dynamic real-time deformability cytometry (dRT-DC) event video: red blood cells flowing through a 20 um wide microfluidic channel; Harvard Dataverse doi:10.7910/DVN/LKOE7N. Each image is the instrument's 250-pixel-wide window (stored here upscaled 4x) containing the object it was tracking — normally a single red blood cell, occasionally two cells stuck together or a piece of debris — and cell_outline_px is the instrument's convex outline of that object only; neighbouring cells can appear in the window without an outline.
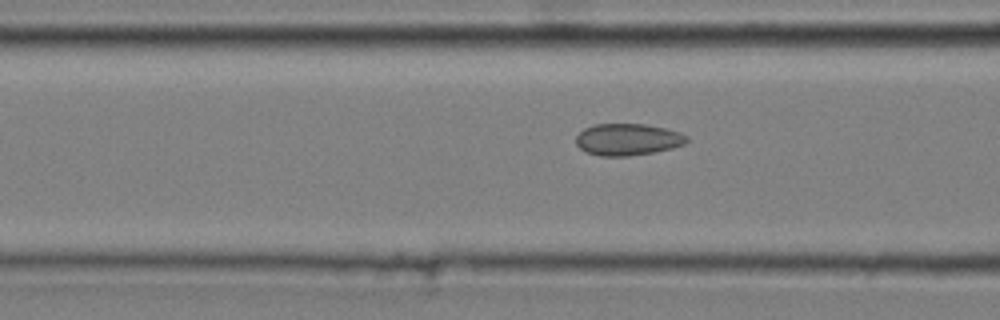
{"species": "common noctule bat (a hibernating species)", "species_latin": "Nyctalus noctula", "temperature_condition": "cold", "stored_images_in_passage": 48, "camera_frame_rate_fps": 3000, "um_per_image_px": 0.085, "animal": {"sex": "male", "body_mass_g": 20.4}, "frame": {"image": 1, "passage_image": 20, "time_ms": 6.333, "image_size_px": [1000, 320], "cell_outline_px": [[688, 140], [684, 144], [672, 148], [652, 152], [628, 156], [600, 156], [584, 152], [576, 144], [576, 136], [584, 128], [596, 124], [644, 124], [664, 128], [680, 132], [688, 136]], "centroid_in_image_um": [53.33, 11.86], "position_along_channel_um": 113.3, "area_um2": 20.52}}
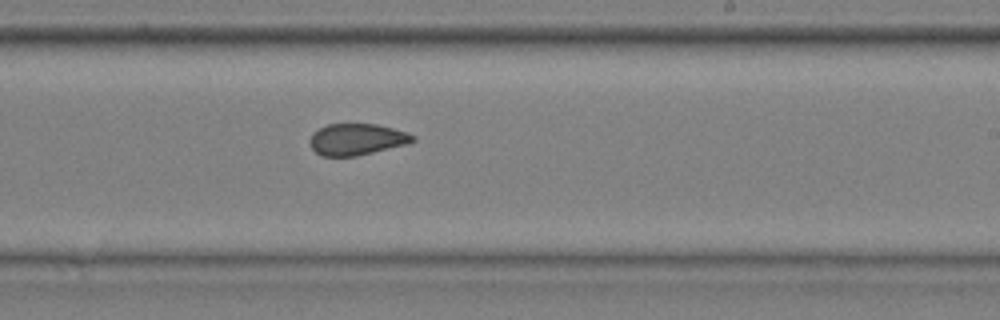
{"frame": {"image": 2, "passage_image": 32, "time_ms": 10.333, "image_size_px": [1000, 320], "cell_outline_px": [[416, 140], [408, 144], [356, 156], [320, 156], [312, 148], [312, 132], [328, 124], [376, 124], [408, 132], [416, 136]], "centroid_in_image_um": [30.38, 11.84], "position_along_channel_um": 258.6, "area_um2": 18.79}}
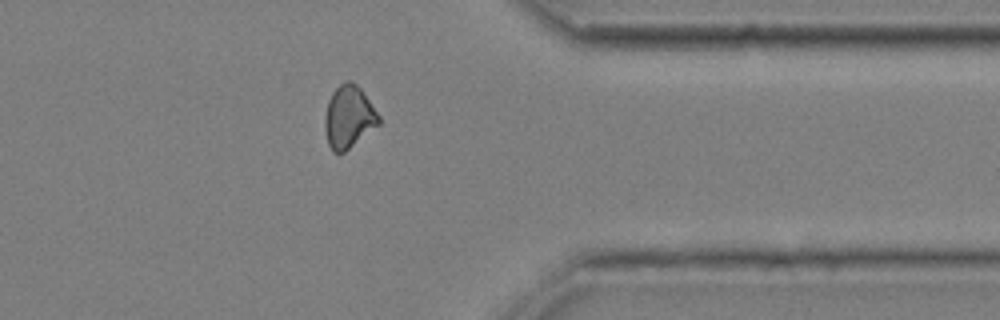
{"frame": {"image": 3, "passage_image": 43, "time_ms": 14.0, "image_size_px": [1000, 320], "cell_outline_px": [[380, 124], [344, 152], [332, 152], [328, 144], [324, 128], [324, 116], [328, 100], [332, 92], [344, 80], [348, 80], [356, 84], [360, 88], [380, 116]], "centroid_in_image_um": [29.62, 9.94], "position_along_channel_um": 381.8, "area_um2": 19.65}, "authors_computed_cell_mechanics": {"area_um2": 19.941, "velocity_mm_per_s": 3.6389, "shape_relaxation_time_tau1_ms": null, "shape_relaxation_time_tau2_ms": 1.42, "deformation_change_tau1": null, "deformation_change_tau2": 0.0612}}